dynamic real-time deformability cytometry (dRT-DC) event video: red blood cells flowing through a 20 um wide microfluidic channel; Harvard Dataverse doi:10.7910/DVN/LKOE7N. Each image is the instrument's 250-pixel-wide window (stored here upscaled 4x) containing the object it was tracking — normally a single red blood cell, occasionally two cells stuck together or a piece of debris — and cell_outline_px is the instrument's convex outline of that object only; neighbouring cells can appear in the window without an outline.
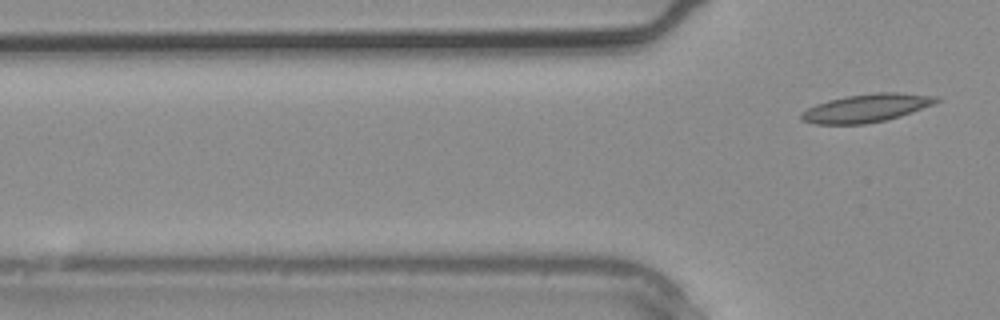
{"species": "common noctule bat (a hibernating species)", "species_latin": "Nyctalus noctula", "temperature_condition": "warm", "stored_images_in_passage": 4, "camera_frame_rate_fps": 3000, "um_per_image_px": 0.085, "animal": {"sex": "male", "body_mass_g": 20.4}, "frame": {"image": 1, "passage_image": 4, "time_ms": 1.0, "image_size_px": [1000, 320], "cell_outline_px": [[940, 100], [932, 104], [900, 116], [884, 120], [864, 124], [816, 124], [800, 120], [800, 112], [816, 104], [828, 100], [844, 96], [876, 92], [896, 92], [936, 96]], "centroid_in_image_um": [73.58, 9.18], "position_along_channel_um": 52.2, "area_um2": 22.02}}